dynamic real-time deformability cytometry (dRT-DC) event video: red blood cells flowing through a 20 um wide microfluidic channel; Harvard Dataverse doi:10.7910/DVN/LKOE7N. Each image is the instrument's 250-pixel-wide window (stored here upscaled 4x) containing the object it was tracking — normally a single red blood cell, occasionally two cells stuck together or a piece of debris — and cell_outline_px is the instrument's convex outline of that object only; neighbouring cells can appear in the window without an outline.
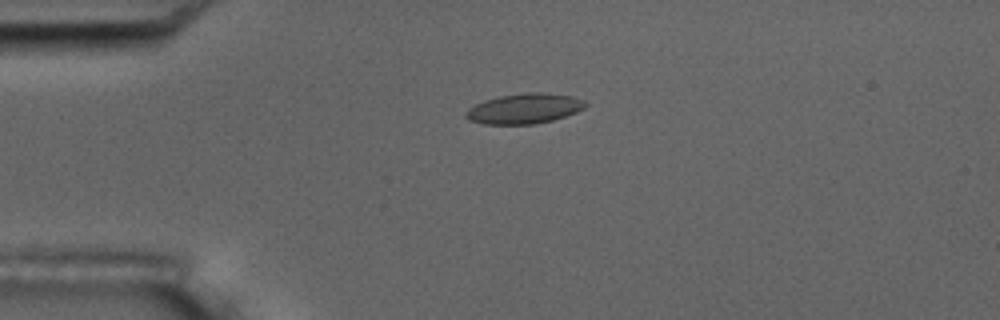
{"species": "common noctule bat (a hibernating species)", "species_latin": "Nyctalus noctula", "temperature_condition": "room temperature", "stored_images_in_passage": 6, "camera_frame_rate_fps": 3000, "um_per_image_px": 0.085, "animal": {"sex": "male", "body_mass_g": 17.5, "forearm_length_mm": 52.3}, "frame": {"image": 1, "passage_image": 4, "time_ms": 4.333, "image_size_px": [1000, 320], "cell_outline_px": [[588, 104], [584, 108], [576, 112], [552, 120], [536, 124], [484, 124], [468, 120], [464, 116], [464, 112], [468, 108], [484, 100], [500, 96], [524, 92], [544, 92], [572, 96], [584, 100]], "centroid_in_image_um": [44.55, 9.22], "position_along_channel_um": 40.5, "area_um2": 21.15}}